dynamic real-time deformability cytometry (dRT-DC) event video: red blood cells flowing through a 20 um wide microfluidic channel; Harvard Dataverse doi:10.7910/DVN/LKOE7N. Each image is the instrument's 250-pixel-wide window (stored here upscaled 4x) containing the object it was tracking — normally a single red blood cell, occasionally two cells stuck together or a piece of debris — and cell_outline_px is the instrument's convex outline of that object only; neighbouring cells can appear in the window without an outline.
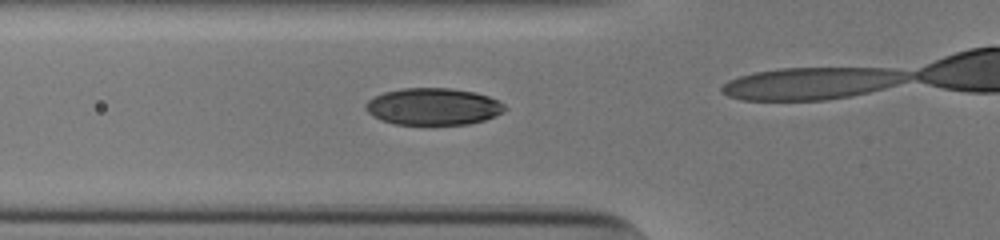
{"species": "human", "species_latin": "Homo sapiens", "temperature_condition": "cold", "stored_images_in_passage": 25, "camera_frame_rate_fps": 3000, "um_per_image_px": 0.085, "donor": {"sex": "male"}, "frame": {"image": 1, "passage_image": 2, "time_ms": 0.333, "image_size_px": [1000, 240], "cell_outline_px": [[508, 108], [504, 112], [496, 116], [484, 120], [468, 124], [392, 124], [380, 120], [372, 116], [364, 108], [364, 104], [368, 100], [384, 92], [400, 88], [448, 88], [476, 92], [488, 96], [504, 104]], "centroid_in_image_um": [36.81, 9.06], "position_along_channel_um": 89.0, "area_um2": 30.11}}
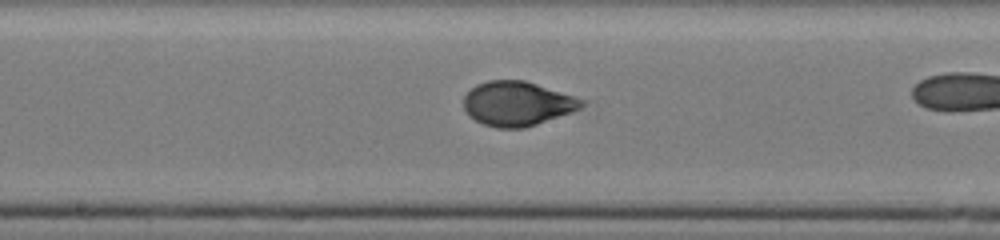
{"frame": {"image": 2, "passage_image": 11, "time_ms": 3.333, "image_size_px": [1000, 240], "cell_outline_px": [[584, 104], [580, 108], [572, 112], [524, 128], [496, 128], [484, 124], [476, 120], [464, 108], [464, 96], [476, 84], [488, 80], [524, 80], [572, 96], [580, 100]], "centroid_in_image_um": [43.93, 8.81], "position_along_channel_um": 204.3, "area_um2": 29.94}}
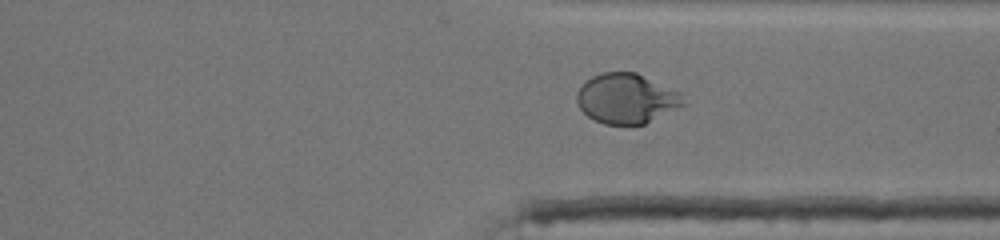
{"frame": {"image": 3, "passage_image": 23, "time_ms": 7.333, "image_size_px": [1000, 240], "cell_outline_px": [[688, 104], [644, 124], [604, 124], [588, 116], [580, 108], [576, 100], [576, 92], [584, 80], [600, 72], [636, 72], [684, 92]], "centroid_in_image_um": [53.31, 8.35], "position_along_channel_um": 358.1, "area_um2": 31.67}}